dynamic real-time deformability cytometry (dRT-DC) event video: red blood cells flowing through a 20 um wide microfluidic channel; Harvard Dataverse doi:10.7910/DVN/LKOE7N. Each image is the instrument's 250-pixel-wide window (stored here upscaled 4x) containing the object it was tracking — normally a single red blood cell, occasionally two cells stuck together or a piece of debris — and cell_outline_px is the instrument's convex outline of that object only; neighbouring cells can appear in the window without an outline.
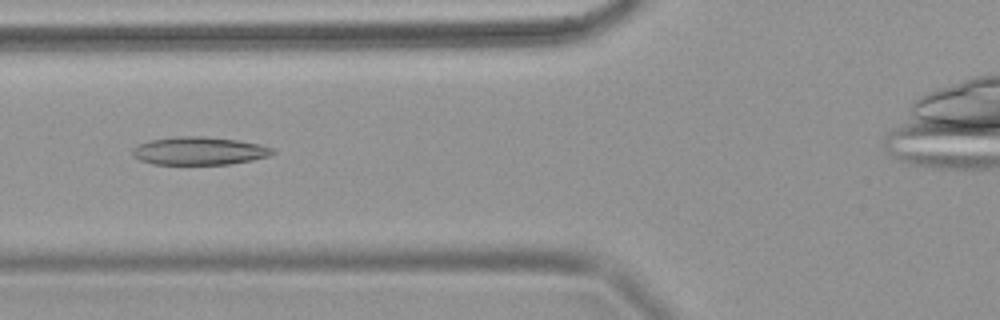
{"species": "common noctule bat (a hibernating species)", "species_latin": "Nyctalus noctula", "temperature_condition": "warm", "stored_images_in_passage": 47, "camera_frame_rate_fps": 3000, "um_per_image_px": 0.085, "animal": {"sex": "female", "body_mass_g": 18.4}, "frame": {"image": 1, "passage_image": 11, "time_ms": 3.333, "image_size_px": [1000, 320], "cell_outline_px": [[276, 152], [268, 156], [252, 160], [228, 164], [152, 164], [140, 160], [132, 156], [132, 148], [140, 144], [152, 140], [176, 136], [204, 136], [236, 140], [260, 144], [272, 148]], "centroid_in_image_um": [16.92, 12.82], "position_along_channel_um": 108.9, "area_um2": 22.77}}
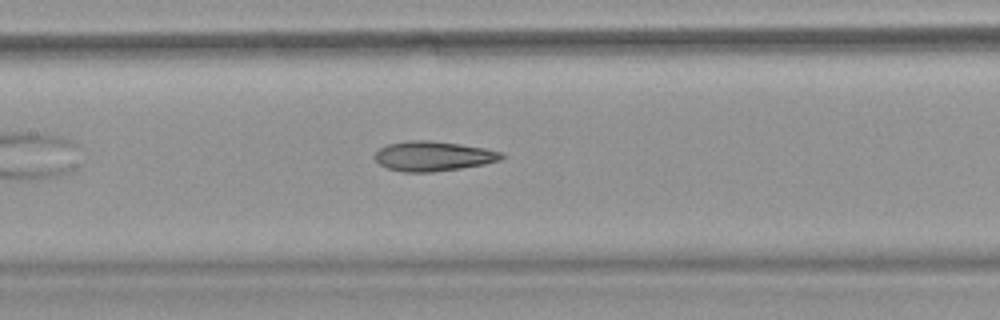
{"frame": {"image": 2, "passage_image": 17, "time_ms": 5.333, "image_size_px": [1000, 320], "cell_outline_px": [[504, 156], [500, 160], [484, 164], [460, 168], [432, 172], [404, 172], [388, 168], [380, 164], [372, 156], [380, 148], [388, 144], [408, 140], [432, 140], [460, 144], [484, 148], [504, 152]], "centroid_in_image_um": [36.82, 13.26], "position_along_channel_um": 170.6, "area_um2": 22.02}}
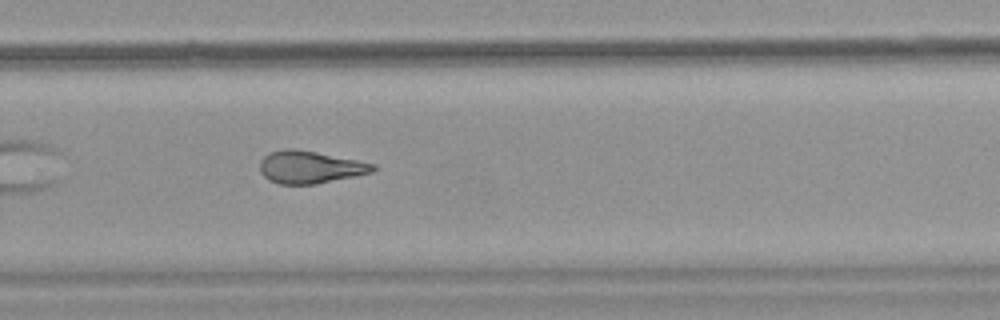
{"frame": {"image": 3, "passage_image": 30, "time_ms": 9.667, "image_size_px": [1000, 320], "cell_outline_px": [[376, 168], [372, 172], [316, 184], [280, 184], [268, 180], [260, 172], [260, 160], [268, 152], [284, 148], [292, 148], [316, 152], [376, 164]], "centroid_in_image_um": [26.3, 14.2], "position_along_channel_um": 303.5, "area_um2": 21.33}}